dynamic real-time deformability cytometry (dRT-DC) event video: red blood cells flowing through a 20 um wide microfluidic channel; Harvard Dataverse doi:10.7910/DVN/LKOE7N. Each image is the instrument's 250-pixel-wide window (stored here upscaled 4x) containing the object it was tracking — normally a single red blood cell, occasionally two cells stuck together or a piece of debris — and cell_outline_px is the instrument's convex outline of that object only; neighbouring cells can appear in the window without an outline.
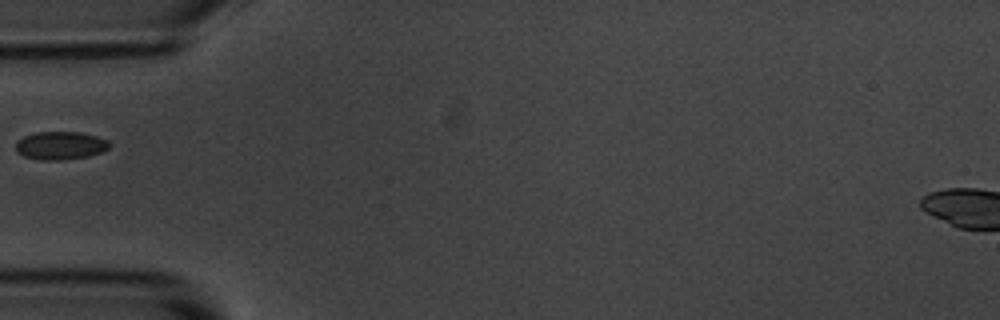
{"species": "common noctule bat (a hibernating species)", "species_latin": "Nyctalus noctula", "temperature_condition": "room temperature", "stored_images_in_passage": 6, "camera_frame_rate_fps": 3000, "um_per_image_px": 0.085, "animal": {"sex": "male", "body_mass_g": 20.1, "forearm_length_mm": 53.5}, "frame": {"image": 1, "passage_image": 6, "time_ms": 5.667, "image_size_px": [1000, 320], "cell_outline_px": [[108, 148], [100, 152], [88, 156], [60, 160], [40, 160], [24, 156], [16, 152], [16, 140], [24, 136], [36, 132], [80, 132], [96, 136], [108, 140]], "centroid_in_image_um": [5.09, 12.36], "position_along_channel_um": 79.9, "area_um2": 15.26}}